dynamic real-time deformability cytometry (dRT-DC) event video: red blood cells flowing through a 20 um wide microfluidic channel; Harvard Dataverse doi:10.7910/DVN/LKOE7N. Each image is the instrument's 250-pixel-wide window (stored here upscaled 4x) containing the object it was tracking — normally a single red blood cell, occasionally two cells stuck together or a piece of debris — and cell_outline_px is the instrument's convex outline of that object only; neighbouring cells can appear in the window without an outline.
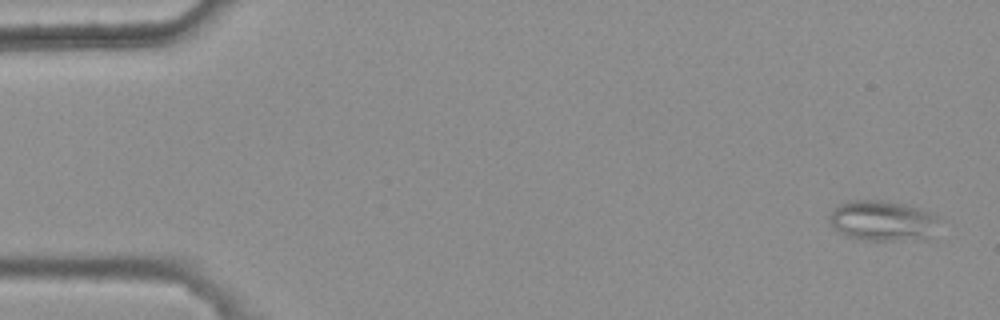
{"species": "common noctule bat (a hibernating species)", "species_latin": "Nyctalus noctula", "temperature_condition": "warm", "stored_images_in_passage": 4, "camera_frame_rate_fps": 3000, "um_per_image_px": 0.085, "animal": {"sex": "female", "body_mass_g": 25.1}, "frame": {"image": 1, "passage_image": 1, "time_ms": 0.0, "image_size_px": [1000, 320], "cell_outline_px": [[940, 216], [928, 240], [868, 240], [844, 236], [832, 228], [828, 220], [828, 216], [840, 204], [848, 200], [884, 200], [904, 204], [920, 208]], "centroid_in_image_um": [75.0, 18.77], "position_along_channel_um": 10.0, "area_um2": 26.13}}